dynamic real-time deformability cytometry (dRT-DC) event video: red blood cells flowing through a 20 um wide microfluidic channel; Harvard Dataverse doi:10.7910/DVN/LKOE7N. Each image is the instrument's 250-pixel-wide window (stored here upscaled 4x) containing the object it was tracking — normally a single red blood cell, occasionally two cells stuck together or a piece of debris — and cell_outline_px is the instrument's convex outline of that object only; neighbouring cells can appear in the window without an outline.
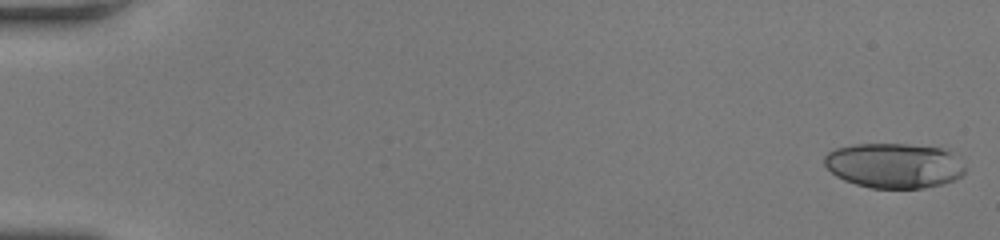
{"species": "human", "species_latin": "Homo sapiens", "temperature_condition": "room temperature", "stored_images_in_passage": 56, "segment_of_instrument_passage": [1, 2], "camera_frame_rate_fps": 3000, "um_per_image_px": 0.085, "donor": {"sex": "female"}, "frame": {"image": 1, "passage_image": 1, "time_ms": 0.0, "image_size_px": [1000, 240], "cell_outline_px": [[964, 172], [956, 180], [924, 188], [872, 188], [856, 184], [844, 180], [836, 176], [824, 164], [824, 156], [828, 152], [836, 148], [852, 144], [908, 144], [944, 148], [964, 168]], "centroid_in_image_um": [75.94, 14.07], "position_along_channel_um": 9.1, "area_um2": 36.59}}
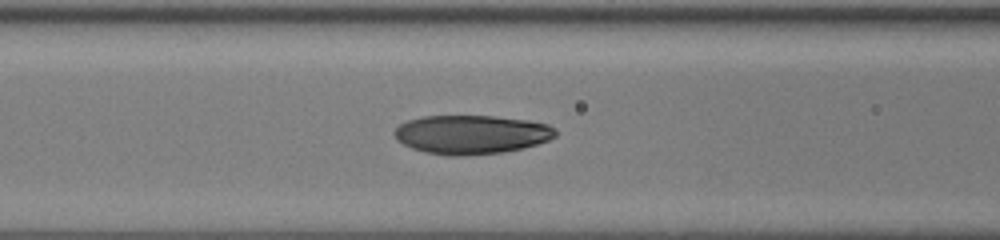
{"frame": {"image": 2, "passage_image": 24, "time_ms": 7.667, "image_size_px": [1000, 240], "cell_outline_px": [[556, 136], [548, 140], [524, 148], [504, 152], [460, 156], [448, 156], [424, 152], [412, 148], [396, 140], [392, 132], [400, 124], [408, 120], [424, 116], [496, 116], [528, 120], [548, 124], [556, 128]], "centroid_in_image_um": [40.06, 11.43], "position_along_channel_um": 126.5, "area_um2": 36.76}}
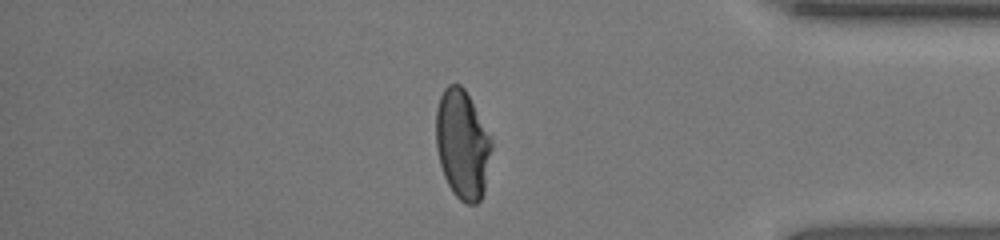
{"frame": {"image": 3, "passage_image": 47, "time_ms": 15.333, "image_size_px": [1000, 240], "cell_outline_px": [[492, 148], [484, 192], [480, 200], [476, 204], [468, 204], [460, 200], [452, 192], [444, 176], [440, 164], [436, 148], [436, 108], [440, 96], [444, 88], [448, 84], [460, 84], [464, 88], [492, 140]], "centroid_in_image_um": [39.29, 12.29], "position_along_channel_um": 395.9, "area_um2": 35.26}}